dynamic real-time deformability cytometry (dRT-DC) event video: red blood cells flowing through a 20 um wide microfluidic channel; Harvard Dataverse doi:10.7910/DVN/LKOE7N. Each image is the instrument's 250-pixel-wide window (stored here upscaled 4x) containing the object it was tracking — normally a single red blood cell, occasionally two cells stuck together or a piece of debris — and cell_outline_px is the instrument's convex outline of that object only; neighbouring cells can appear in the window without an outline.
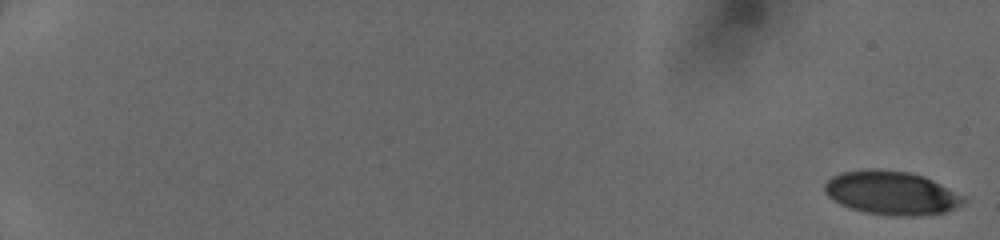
{"species": "human", "species_latin": "Homo sapiens", "temperature_condition": "cold", "stored_images_in_passage": 51, "camera_frame_rate_fps": 3000, "um_per_image_px": 0.085, "donor": {"sex": "female"}, "frame": {"image": 1, "passage_image": 1, "time_ms": 0.0, "image_size_px": [1000, 240], "cell_outline_px": [[968, 200], [964, 204], [944, 212], [912, 216], [900, 216], [864, 212], [848, 208], [840, 204], [828, 196], [824, 192], [824, 184], [832, 176], [840, 172], [868, 168], [876, 168], [912, 172], [924, 176], [964, 196]], "centroid_in_image_um": [75.75, 16.38], "position_along_channel_um": 9.2, "area_um2": 35.55}}
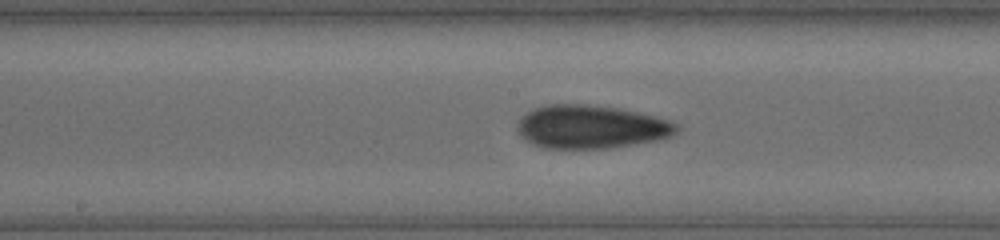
{"frame": {"image": 2, "passage_image": 30, "time_ms": 9.667, "image_size_px": [1000, 240], "cell_outline_px": [[680, 128], [672, 136], [656, 140], [608, 148], [544, 148], [528, 140], [516, 128], [520, 120], [528, 112], [536, 108], [548, 104], [588, 104], [620, 108], [668, 120], [676, 124]], "centroid_in_image_um": [50.27, 10.77], "position_along_channel_um": 197.9, "area_um2": 39.59}}
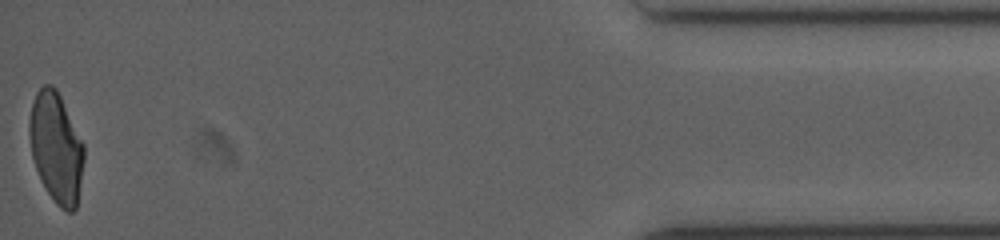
{"frame": {"image": 3, "passage_image": 51, "time_ms": 16.667, "image_size_px": [1000, 240], "cell_outline_px": [[84, 160], [76, 208], [72, 212], [68, 212], [60, 208], [56, 204], [40, 180], [32, 156], [28, 132], [28, 124], [32, 104], [36, 92], [44, 84], [52, 84], [56, 88], [84, 144]], "centroid_in_image_um": [4.76, 12.54], "position_along_channel_um": 430.4, "area_um2": 34.97}}